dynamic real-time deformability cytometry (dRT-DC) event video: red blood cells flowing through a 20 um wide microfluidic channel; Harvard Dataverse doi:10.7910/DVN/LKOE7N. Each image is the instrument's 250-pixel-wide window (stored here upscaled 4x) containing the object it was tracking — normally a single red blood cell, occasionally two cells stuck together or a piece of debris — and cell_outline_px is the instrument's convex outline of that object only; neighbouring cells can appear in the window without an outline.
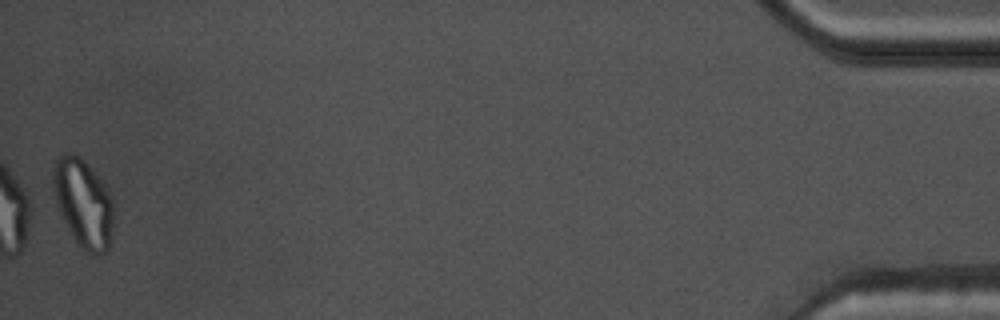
{"species": "common noctule bat (a hibernating species)", "species_latin": "Nyctalus noctula", "temperature_condition": "warm", "stored_images_in_passage": 37, "camera_frame_rate_fps": 3000, "um_per_image_px": 0.085, "animal": {"sex": "male", "body_mass_g": 17.5, "forearm_length_mm": 52.3}, "frame": {"image": 1, "passage_image": 37, "time_ms": 12.0, "image_size_px": [1000, 320], "cell_outline_px": [[112, 228], [108, 248], [100, 256], [96, 256], [84, 252], [76, 244], [56, 204], [52, 192], [52, 164], [60, 156], [68, 152], [72, 152], [80, 156], [100, 176], [108, 188], [112, 196]], "centroid_in_image_um": [7.06, 17.24], "position_along_channel_um": 428.1, "area_um2": 31.79}, "authors_computed_cell_mechanics": {"area_um2": 19.0162, "velocity_mm_per_s": 3.7835, "shape_relaxation_time_tau1_ms": null, "shape_relaxation_time_tau2_ms": 1.9763, "deformation_change_tau1": null, "deformation_change_tau2": 0.054}}